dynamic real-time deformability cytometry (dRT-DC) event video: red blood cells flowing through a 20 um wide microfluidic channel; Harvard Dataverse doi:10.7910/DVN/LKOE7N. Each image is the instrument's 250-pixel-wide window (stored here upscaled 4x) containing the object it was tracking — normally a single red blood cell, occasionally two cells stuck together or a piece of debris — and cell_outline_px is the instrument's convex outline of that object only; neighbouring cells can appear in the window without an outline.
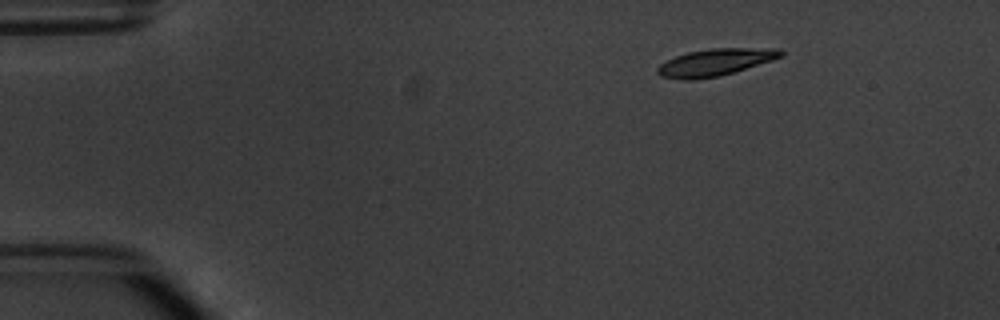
{"species": "common noctule bat (a hibernating species)", "species_latin": "Nyctalus noctula", "temperature_condition": "warm", "stored_images_in_passage": 3, "camera_frame_rate_fps": 3000, "um_per_image_px": 0.085, "animal": {"sex": "male", "body_mass_g": 20.1, "forearm_length_mm": 53.5}, "frame": {"image": 1, "passage_image": 1, "time_ms": 0.0, "image_size_px": [1000, 320], "cell_outline_px": [[784, 56], [772, 60], [720, 76], [692, 80], [684, 80], [660, 76], [656, 72], [656, 68], [660, 64], [676, 56], [688, 52], [708, 48], [780, 48], [784, 52]], "centroid_in_image_um": [60.8, 5.29], "position_along_channel_um": 24.2, "area_um2": 19.48}}